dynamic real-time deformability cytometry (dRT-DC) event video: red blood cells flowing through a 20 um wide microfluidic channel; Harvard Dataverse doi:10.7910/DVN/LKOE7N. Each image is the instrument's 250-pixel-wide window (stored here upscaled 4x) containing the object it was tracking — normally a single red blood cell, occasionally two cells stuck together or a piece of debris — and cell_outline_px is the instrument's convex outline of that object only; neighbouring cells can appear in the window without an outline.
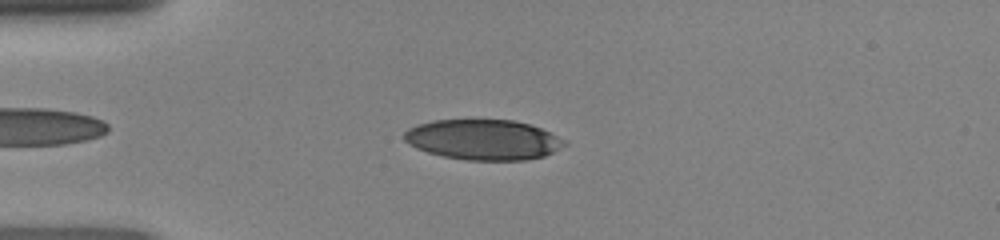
{"species": "human", "species_latin": "Homo sapiens", "temperature_condition": "room temperature", "stored_images_in_passage": 38, "camera_frame_rate_fps": 3000, "um_per_image_px": 0.085, "donor": {"sex": "female"}, "frame": {"image": 1, "passage_image": 6, "time_ms": 1.667, "image_size_px": [1000, 240], "cell_outline_px": [[568, 144], [544, 156], [524, 160], [468, 160], [444, 156], [428, 152], [416, 148], [408, 144], [404, 140], [404, 132], [408, 128], [416, 124], [432, 120], [512, 120], [528, 124], [540, 128], [568, 140]], "centroid_in_image_um": [41.08, 11.87], "position_along_channel_um": 43.9, "area_um2": 37.69}}
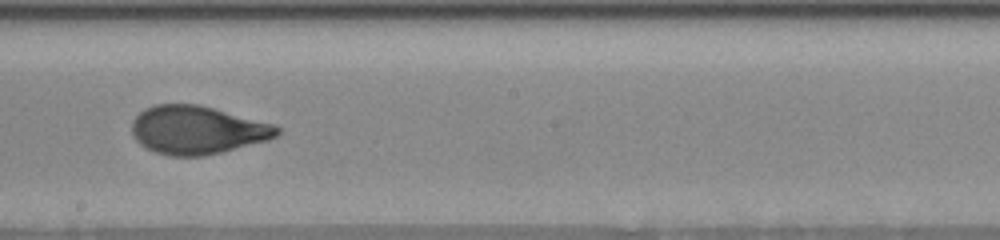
{"frame": {"image": 2, "passage_image": 21, "time_ms": 6.667, "image_size_px": [1000, 240], "cell_outline_px": [[280, 132], [276, 136], [268, 140], [204, 156], [168, 156], [156, 152], [140, 144], [136, 140], [132, 132], [132, 120], [144, 108], [156, 104], [200, 104], [276, 124], [280, 128]], "centroid_in_image_um": [16.78, 11.04], "position_along_channel_um": 231.4, "area_um2": 40.98}}
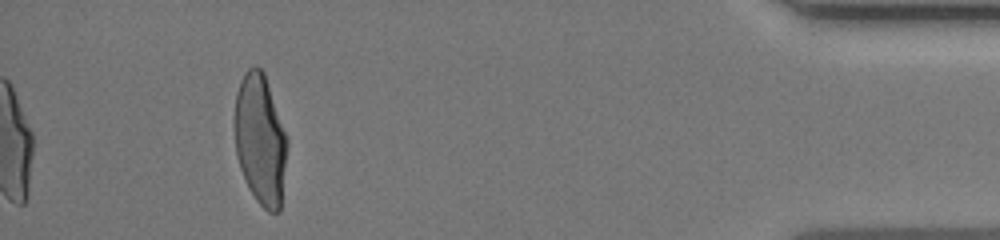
{"frame": {"image": 3, "passage_image": 38, "time_ms": 12.333, "image_size_px": [1000, 240], "cell_outline_px": [[288, 144], [280, 212], [268, 212], [256, 200], [248, 188], [240, 168], [236, 156], [236, 92], [240, 80], [244, 72], [248, 68], [260, 68], [264, 72], [288, 140]], "centroid_in_image_um": [22.14, 11.9], "position_along_channel_um": 413.1, "area_um2": 39.71}}